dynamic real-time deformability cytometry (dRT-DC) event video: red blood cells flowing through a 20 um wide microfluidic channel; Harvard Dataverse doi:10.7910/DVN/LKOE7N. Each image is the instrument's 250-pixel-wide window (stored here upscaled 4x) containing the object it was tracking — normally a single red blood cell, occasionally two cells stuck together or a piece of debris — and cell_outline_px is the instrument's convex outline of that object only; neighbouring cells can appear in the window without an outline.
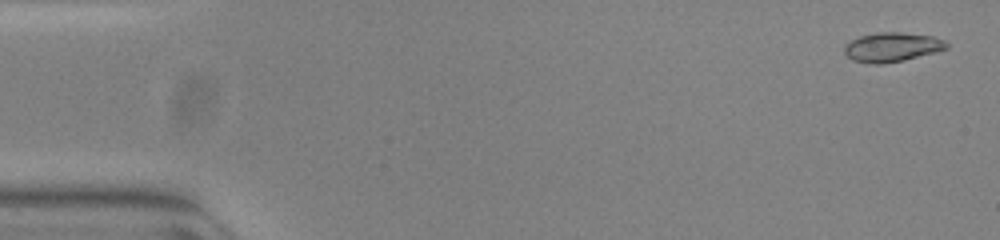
{"species": "common noctule bat (a hibernating species)", "species_latin": "Nyctalus noctula", "temperature_condition": "warm", "stored_images_in_passage": 53, "camera_frame_rate_fps": 3000, "um_per_image_px": 0.085, "animal": {"sex": "female", "body_mass_g": 23.0, "forearm_length_mm": 53.4}, "frame": {"image": 1, "passage_image": 2, "time_ms": 0.333, "image_size_px": [1000, 240], "cell_outline_px": [[948, 48], [936, 52], [904, 60], [880, 64], [872, 64], [852, 60], [844, 52], [844, 44], [860, 36], [876, 32], [900, 32], [932, 36], [944, 40], [948, 44]], "centroid_in_image_um": [75.81, 4.0], "position_along_channel_um": 9.2, "area_um2": 17.46}}
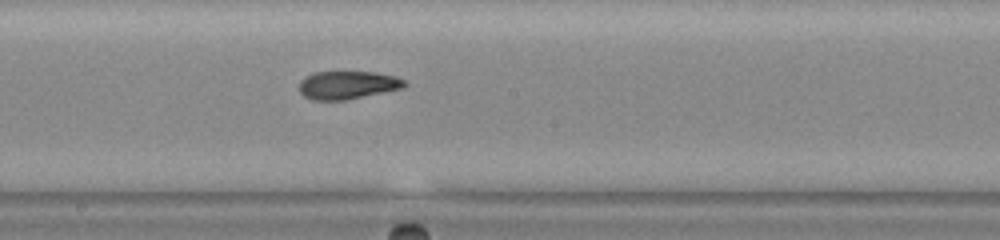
{"frame": {"image": 2, "passage_image": 29, "time_ms": 9.333, "image_size_px": [1000, 240], "cell_outline_px": [[408, 84], [404, 88], [344, 100], [312, 100], [304, 96], [300, 92], [300, 80], [304, 76], [312, 72], [376, 72], [396, 76], [404, 80]], "centroid_in_image_um": [29.54, 7.22], "position_along_channel_um": 218.7, "area_um2": 17.34}}
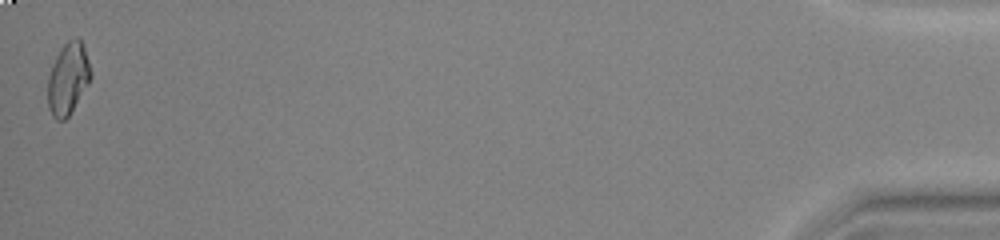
{"frame": {"image": 3, "passage_image": 53, "time_ms": 17.333, "image_size_px": [1000, 240], "cell_outline_px": [[92, 76], [88, 84], [68, 116], [64, 120], [56, 120], [52, 116], [48, 108], [48, 76], [52, 64], [60, 48], [68, 40], [76, 36], [80, 40], [84, 48], [92, 72]], "centroid_in_image_um": [5.77, 6.67], "position_along_channel_um": 429.4, "area_um2": 17.92}, "authors_computed_cell_mechanics": {"area_um2": 17.4556, "velocity_mm_per_s": 3.8721, "shape_relaxation_time_tau1_ms": null, "shape_relaxation_time_tau2_ms": 3.0116, "deformation_change_tau1": null, "deformation_change_tau2": 0.0645}}